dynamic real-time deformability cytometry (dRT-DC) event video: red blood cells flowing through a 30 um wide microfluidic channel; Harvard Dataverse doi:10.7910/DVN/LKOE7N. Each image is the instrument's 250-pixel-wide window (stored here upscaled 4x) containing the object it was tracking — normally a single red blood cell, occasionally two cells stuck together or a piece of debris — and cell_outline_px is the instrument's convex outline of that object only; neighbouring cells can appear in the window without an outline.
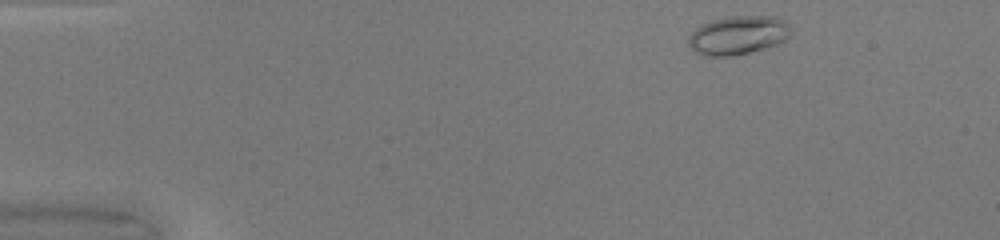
{"species": "common noctule bat (a hibernating species)", "species_latin": "Nyctalus noctula", "temperature_condition": "warm", "stored_images_in_passage": 45, "camera_frame_rate_fps": 3000, "um_per_image_px": 0.085, "animal": {"sex": "female", "body_mass_g": 20.0, "forearm_length_mm": 54.0}, "frame": {"image": 1, "passage_image": 3, "time_ms": 0.667, "image_size_px": [1000, 240], "cell_outline_px": [[792, 32], [784, 40], [776, 44], [764, 48], [732, 56], [704, 56], [696, 52], [688, 44], [688, 36], [700, 24], [712, 20], [732, 16], [776, 16], [784, 20], [792, 28]], "centroid_in_image_um": [62.73, 2.98], "position_along_channel_um": 22.3, "area_um2": 23.12}}
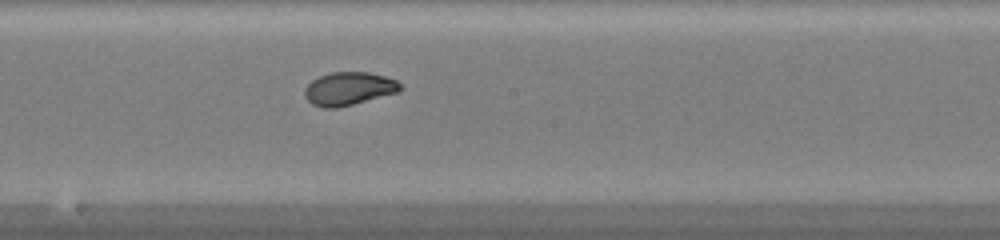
{"frame": {"image": 2, "passage_image": 24, "time_ms": 7.667, "image_size_px": [1000, 240], "cell_outline_px": [[404, 88], [400, 92], [336, 108], [324, 108], [312, 104], [304, 96], [304, 88], [312, 80], [320, 76], [332, 72], [368, 72], [384, 76], [396, 80]], "centroid_in_image_um": [29.66, 7.54], "position_along_channel_um": 218.5, "area_um2": 18.5}}
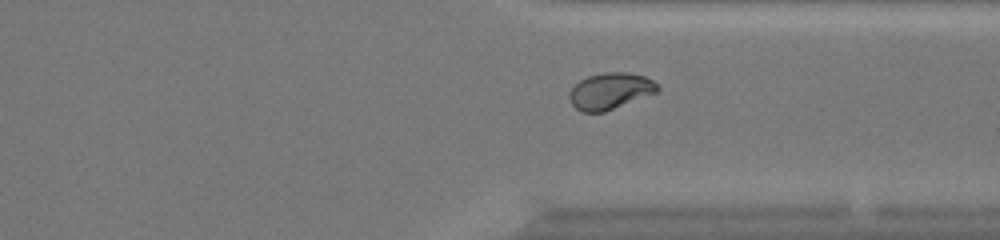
{"frame": {"image": 3, "passage_image": 34, "time_ms": 11.0, "image_size_px": [1000, 240], "cell_outline_px": [[660, 88], [656, 92], [604, 112], [580, 112], [572, 104], [568, 96], [572, 88], [580, 80], [588, 76], [604, 72], [628, 72], [644, 76], [652, 80]], "centroid_in_image_um": [51.84, 7.73], "position_along_channel_um": 359.6, "area_um2": 18.5}, "authors_computed_cell_mechanics": {"area_um2": 18.9006, "velocity_mm_per_s": 4.2308, "shape_relaxation_time_tau1_ms": 6.1375, "shape_relaxation_time_tau2_ms": 0.7445, "deformation_change_tau1": 0.2046, "deformation_change_tau2": 0.0473}}